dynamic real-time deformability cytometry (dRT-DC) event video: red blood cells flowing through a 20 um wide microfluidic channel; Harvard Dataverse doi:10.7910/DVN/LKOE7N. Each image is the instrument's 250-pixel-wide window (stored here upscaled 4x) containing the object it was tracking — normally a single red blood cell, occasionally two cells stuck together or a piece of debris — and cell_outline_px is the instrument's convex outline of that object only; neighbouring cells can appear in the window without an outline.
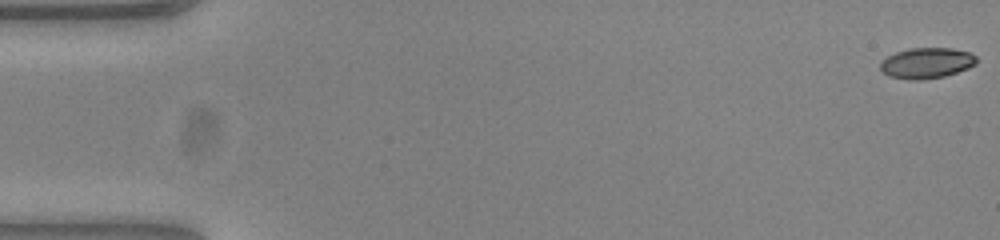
{"species": "common noctule bat (a hibernating species)", "species_latin": "Nyctalus noctula", "temperature_condition": "warm", "stored_images_in_passage": 54, "camera_frame_rate_fps": 3000, "um_per_image_px": 0.085, "animal": {"sex": "female", "body_mass_g": 23.0, "forearm_length_mm": 53.4}, "frame": {"image": 1, "passage_image": 1, "time_ms": 0.0, "image_size_px": [1000, 240], "cell_outline_px": [[976, 64], [968, 68], [944, 76], [920, 80], [908, 80], [888, 76], [880, 72], [880, 64], [888, 56], [896, 52], [912, 48], [952, 48], [968, 52], [976, 56]], "centroid_in_image_um": [78.74, 5.37], "position_along_channel_um": 6.3, "area_um2": 17.17}}
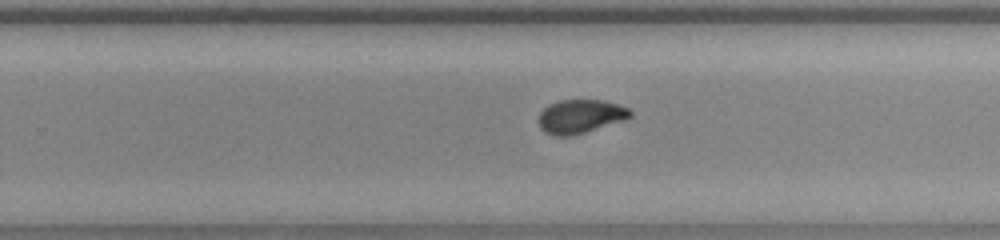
{"frame": {"image": 2, "passage_image": 34, "time_ms": 11.0, "image_size_px": [1000, 240], "cell_outline_px": [[632, 116], [624, 120], [572, 136], [556, 136], [544, 132], [540, 128], [540, 112], [548, 104], [560, 100], [604, 100], [628, 108], [632, 112]], "centroid_in_image_um": [49.32, 9.89], "position_along_channel_um": 280.5, "area_um2": 17.92}}
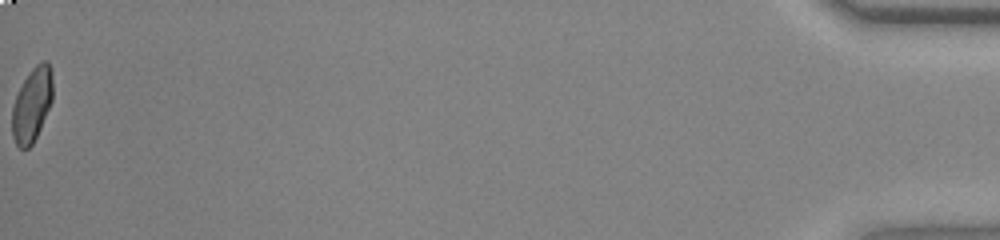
{"frame": {"image": 3, "passage_image": 54, "time_ms": 17.667, "image_size_px": [1000, 240], "cell_outline_px": [[52, 100], [40, 128], [32, 144], [28, 148], [20, 148], [16, 144], [12, 136], [12, 108], [16, 96], [28, 72], [36, 64], [44, 60], [48, 60], [52, 72]], "centroid_in_image_um": [2.72, 8.87], "position_along_channel_um": 432.5, "area_um2": 17.4}, "authors_computed_cell_mechanics": {"area_um2": 17.9758, "velocity_mm_per_s": 3.8715, "shape_relaxation_time_tau1_ms": null, "shape_relaxation_time_tau2_ms": 1.2122, "deformation_change_tau1": null, "deformation_change_tau2": 0.0517}}